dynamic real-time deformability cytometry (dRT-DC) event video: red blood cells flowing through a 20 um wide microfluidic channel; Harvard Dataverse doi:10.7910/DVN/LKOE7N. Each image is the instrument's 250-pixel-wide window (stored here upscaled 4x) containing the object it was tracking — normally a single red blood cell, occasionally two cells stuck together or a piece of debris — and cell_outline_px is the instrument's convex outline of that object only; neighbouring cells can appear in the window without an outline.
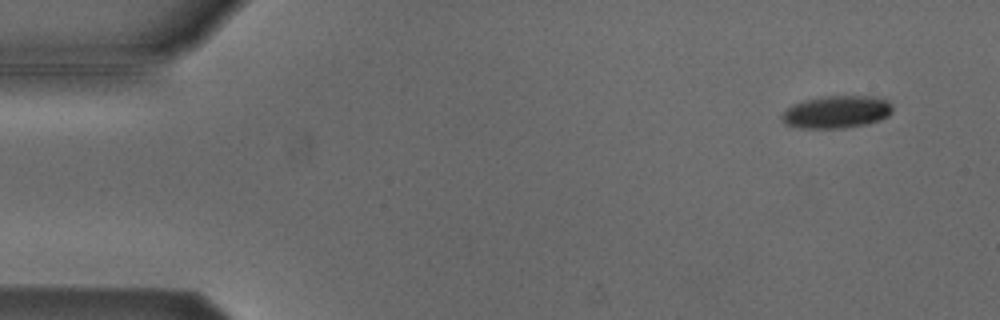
{"species": "Egyptian fruit bat (a non-hibernating species)", "species_latin": "Rousettus aegyptiacus", "temperature_condition": "cold", "stored_images_in_passage": 6, "segment_of_instrument_passage": [1, 2], "camera_frame_rate_fps": 3000, "um_per_image_px": 0.085, "animal": {"sex": "male"}, "frame": {"image": 1, "passage_image": 2, "time_ms": 0.333, "image_size_px": [1000, 320], "cell_outline_px": [[892, 112], [888, 116], [880, 120], [864, 124], [844, 128], [800, 128], [784, 124], [780, 120], [780, 116], [792, 104], [804, 100], [824, 96], [872, 96], [888, 100], [892, 104]], "centroid_in_image_um": [71.09, 9.51], "position_along_channel_um": 13.9, "area_um2": 21.1}}